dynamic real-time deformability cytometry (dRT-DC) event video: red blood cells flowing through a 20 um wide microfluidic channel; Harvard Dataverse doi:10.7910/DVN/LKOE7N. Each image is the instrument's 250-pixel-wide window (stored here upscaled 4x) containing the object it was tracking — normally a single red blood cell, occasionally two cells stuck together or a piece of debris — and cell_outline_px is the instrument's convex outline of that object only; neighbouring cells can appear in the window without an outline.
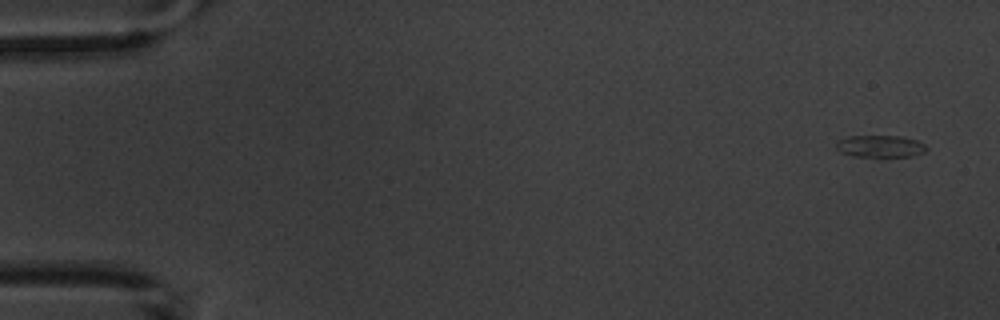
{"species": "common noctule bat (a hibernating species)", "species_latin": "Nyctalus noctula", "temperature_condition": "warm", "stored_images_in_passage": 4, "camera_frame_rate_fps": 3000, "um_per_image_px": 0.085, "animal": {"sex": "male", "body_mass_g": 20.1, "forearm_length_mm": 53.5}, "frame": {"image": 1, "passage_image": 1, "time_ms": 0.0, "image_size_px": [1000, 320], "cell_outline_px": [[928, 148], [924, 152], [912, 156], [852, 156], [840, 152], [836, 148], [836, 140], [848, 136], [900, 136], [916, 140], [924, 144]], "centroid_in_image_um": [74.78, 12.42], "position_along_channel_um": 10.2, "area_um2": 11.56}}